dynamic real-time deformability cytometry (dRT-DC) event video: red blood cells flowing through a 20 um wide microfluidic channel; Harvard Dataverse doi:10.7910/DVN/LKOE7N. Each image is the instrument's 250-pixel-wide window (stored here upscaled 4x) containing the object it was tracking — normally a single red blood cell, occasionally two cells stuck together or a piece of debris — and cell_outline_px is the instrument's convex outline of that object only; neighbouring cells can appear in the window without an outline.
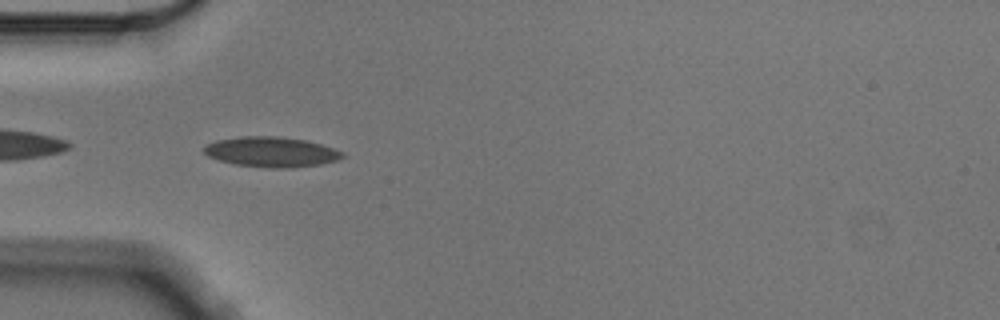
{"species": "Egyptian fruit bat (a non-hibernating species)", "species_latin": "Rousettus aegyptiacus", "temperature_condition": "cold", "stored_images_in_passage": 41, "camera_frame_rate_fps": 3000, "um_per_image_px": 0.085, "animal": {"sex": "male"}, "frame": {"image": 1, "passage_image": 2, "time_ms": 0.333, "image_size_px": [1000, 320], "cell_outline_px": [[344, 156], [336, 160], [320, 164], [288, 168], [272, 168], [236, 164], [220, 160], [208, 156], [204, 152], [204, 148], [208, 144], [216, 140], [240, 136], [280, 136], [308, 140], [344, 152]], "centroid_in_image_um": [23.07, 12.9], "position_along_channel_um": 61.9, "area_um2": 24.16}}
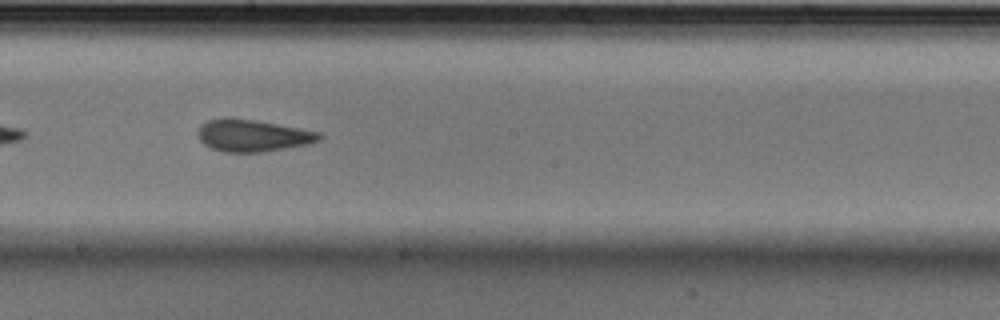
{"frame": {"image": 2, "passage_image": 16, "time_ms": 5.0, "image_size_px": [1000, 320], "cell_outline_px": [[324, 136], [320, 140], [308, 144], [264, 152], [224, 152], [212, 148], [204, 144], [200, 140], [200, 128], [208, 120], [256, 120], [320, 132]], "centroid_in_image_um": [21.58, 11.56], "position_along_channel_um": 226.6, "area_um2": 21.91}}
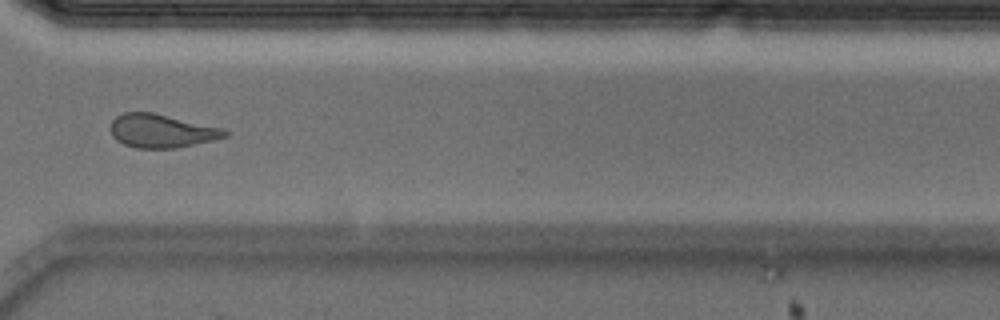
{"frame": {"image": 3, "passage_image": 27, "time_ms": 8.667, "image_size_px": [1000, 320], "cell_outline_px": [[228, 136], [212, 140], [176, 148], [136, 148], [124, 144], [116, 140], [112, 136], [112, 120], [116, 116], [124, 112], [152, 112], [224, 128], [228, 132]], "centroid_in_image_um": [13.73, 11.12], "position_along_channel_um": 356.9, "area_um2": 22.2}, "authors_computed_cell_mechanics": {"area_um2": 22.7154, "velocity_mm_per_s": 3.5551, "shape_relaxation_time_tau1_ms": 8.7593, "shape_relaxation_time_tau2_ms": 1.4059, "deformation_change_tau1": 0.1579, "deformation_change_tau2": 0.0653}}